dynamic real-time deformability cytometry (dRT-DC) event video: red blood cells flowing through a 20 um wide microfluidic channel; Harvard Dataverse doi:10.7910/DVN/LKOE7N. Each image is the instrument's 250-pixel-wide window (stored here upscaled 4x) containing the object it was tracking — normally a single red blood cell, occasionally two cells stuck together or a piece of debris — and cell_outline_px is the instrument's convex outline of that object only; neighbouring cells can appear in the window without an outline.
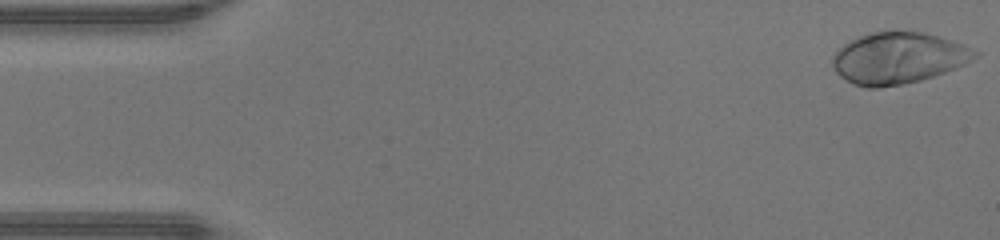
{"species": "human", "species_latin": "Homo sapiens", "temperature_condition": "warm", "stored_images_in_passage": 46, "camera_frame_rate_fps": 3000, "um_per_image_px": 0.085, "donor": {"sex": "male"}, "frame": {"image": 1, "passage_image": 1, "time_ms": 0.0, "image_size_px": [1000, 240], "cell_outline_px": [[980, 56], [956, 68], [920, 80], [904, 84], [880, 88], [868, 88], [852, 84], [840, 76], [836, 72], [832, 64], [832, 56], [844, 44], [860, 36], [872, 32], [924, 32], [964, 44], [980, 52]], "centroid_in_image_um": [76.36, 4.95], "position_along_channel_um": 8.6, "area_um2": 42.54}}
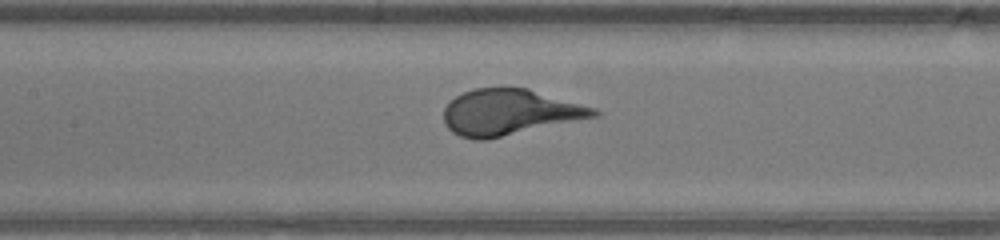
{"frame": {"image": 2, "passage_image": 21, "time_ms": 6.667, "image_size_px": [1000, 240], "cell_outline_px": [[600, 116], [484, 140], [476, 140], [460, 136], [452, 132], [444, 124], [444, 108], [456, 96], [464, 92], [476, 88], [528, 88], [596, 108], [600, 112]], "centroid_in_image_um": [43.33, 9.54], "position_along_channel_um": 164.1, "area_um2": 40.0}}
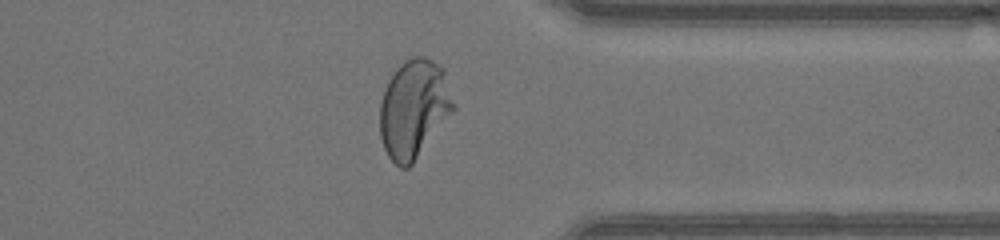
{"frame": {"image": 3, "passage_image": 36, "time_ms": 11.667, "image_size_px": [1000, 240], "cell_outline_px": [[456, 108], [412, 164], [408, 168], [400, 168], [388, 156], [384, 148], [380, 136], [380, 104], [388, 80], [396, 68], [400, 64], [412, 56], [424, 56], [432, 60], [444, 68], [456, 104]], "centroid_in_image_um": [35.2, 9.23], "position_along_channel_um": 376.2, "area_um2": 42.37}}